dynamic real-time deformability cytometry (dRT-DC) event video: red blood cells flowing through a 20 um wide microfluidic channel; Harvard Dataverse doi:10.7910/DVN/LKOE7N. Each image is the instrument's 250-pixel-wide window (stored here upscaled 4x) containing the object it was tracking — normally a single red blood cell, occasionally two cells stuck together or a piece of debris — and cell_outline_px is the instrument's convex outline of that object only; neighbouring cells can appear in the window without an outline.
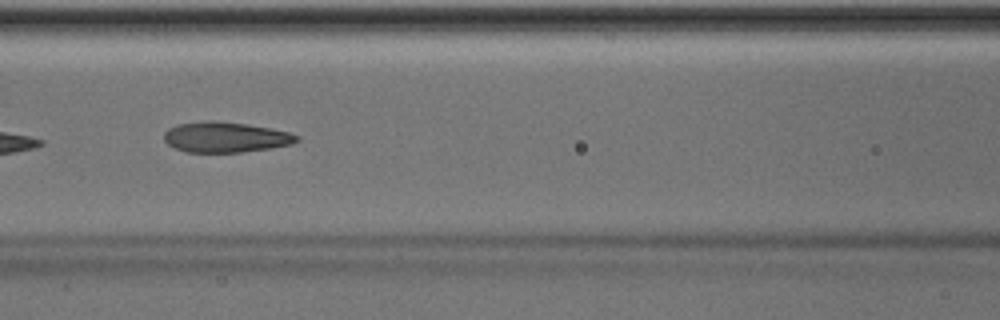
{"species": "Egyptian fruit bat (a non-hibernating species)", "species_latin": "Rousettus aegyptiacus", "temperature_condition": "room temperature", "stored_images_in_passage": 6, "camera_frame_rate_fps": 3000, "um_per_image_px": 0.085, "animal": {"sex": "male"}, "frame": {"image": 1, "passage_image": 5, "time_ms": 4.667, "image_size_px": [1000, 320], "cell_outline_px": [[300, 140], [292, 144], [268, 148], [240, 152], [188, 152], [176, 148], [168, 144], [164, 140], [164, 132], [168, 128], [176, 124], [212, 120], [216, 120], [248, 124], [288, 132], [300, 136]], "centroid_in_image_um": [19.15, 11.65], "position_along_channel_um": 147.4, "area_um2": 23.47}}
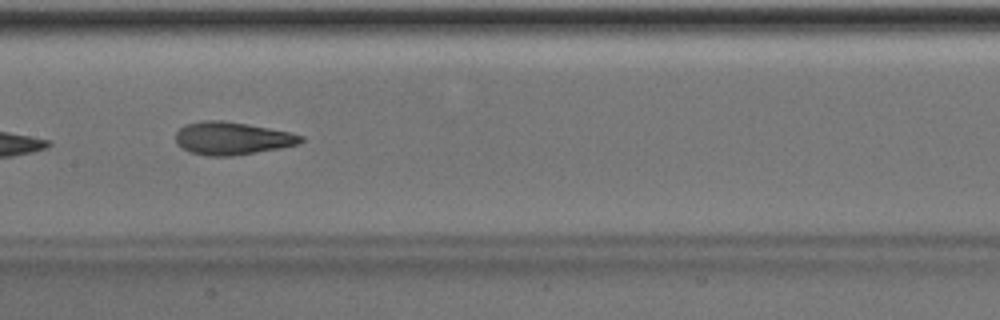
{"frame": {"image": 2, "passage_image": 6, "time_ms": 5.667, "image_size_px": [1000, 320], "cell_outline_px": [[304, 140], [300, 144], [280, 148], [232, 156], [208, 156], [188, 152], [176, 144], [176, 132], [184, 124], [200, 120], [224, 120], [248, 124], [292, 132], [304, 136]], "centroid_in_image_um": [19.72, 11.75], "position_along_channel_um": 187.7, "area_um2": 24.28}}